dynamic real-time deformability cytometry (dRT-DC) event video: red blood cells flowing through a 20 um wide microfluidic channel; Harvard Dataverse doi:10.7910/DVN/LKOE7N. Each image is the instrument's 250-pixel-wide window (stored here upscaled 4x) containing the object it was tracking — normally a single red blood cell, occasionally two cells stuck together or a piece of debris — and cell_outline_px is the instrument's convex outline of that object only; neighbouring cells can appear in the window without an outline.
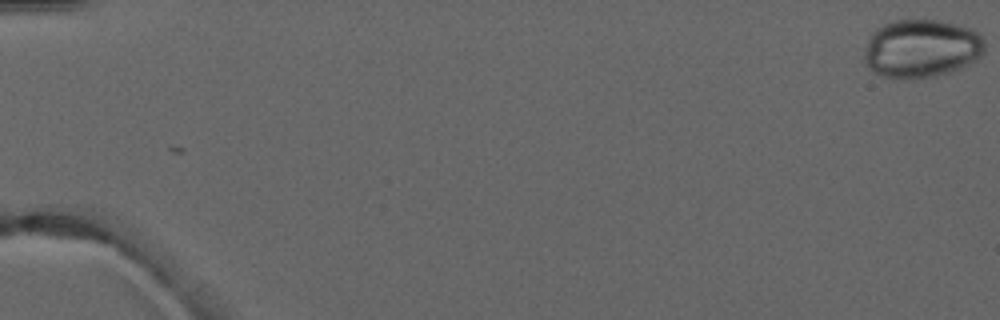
{"species": "common noctule bat (a hibernating species)", "species_latin": "Nyctalus noctula", "temperature_condition": "warm", "stored_images_in_passage": 2, "camera_frame_rate_fps": 3000, "um_per_image_px": 0.085, "animal": {"sex": "male", "forearm_length_mm": 52.5}, "frame": {"image": 1, "passage_image": 2, "time_ms": 1.0, "image_size_px": [1000, 320], "cell_outline_px": [[984, 52], [976, 60], [960, 68], [948, 72], [932, 76], [884, 76], [868, 68], [864, 64], [864, 48], [868, 36], [876, 28], [892, 20], [936, 20], [956, 24], [972, 28], [980, 32], [984, 40]], "centroid_in_image_um": [78.32, 4.07], "position_along_channel_um": 6.7, "area_um2": 40.69}}